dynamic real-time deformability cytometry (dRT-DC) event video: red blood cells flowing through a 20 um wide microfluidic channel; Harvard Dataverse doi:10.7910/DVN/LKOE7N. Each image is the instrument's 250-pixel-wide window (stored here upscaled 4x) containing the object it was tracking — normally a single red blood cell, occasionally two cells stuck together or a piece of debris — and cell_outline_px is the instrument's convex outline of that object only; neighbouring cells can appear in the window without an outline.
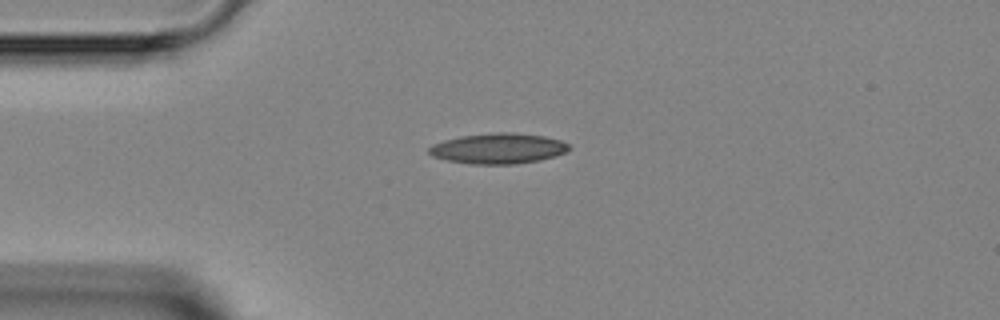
{"species": "Egyptian fruit bat (a non-hibernating species)", "species_latin": "Rousettus aegyptiacus", "temperature_condition": "room temperature", "stored_images_in_passage": 2, "camera_frame_rate_fps": 3000, "um_per_image_px": 0.085, "animal": {"sex": "female"}, "frame": {"image": 1, "passage_image": 2, "time_ms": 1.333, "image_size_px": [1000, 320], "cell_outline_px": [[572, 148], [556, 156], [540, 160], [516, 164], [468, 164], [448, 160], [432, 156], [428, 152], [428, 148], [432, 144], [444, 140], [460, 136], [496, 132], [512, 132], [544, 136], [560, 140], [568, 144]], "centroid_in_image_um": [42.34, 12.62], "position_along_channel_um": 42.7, "area_um2": 24.97}}